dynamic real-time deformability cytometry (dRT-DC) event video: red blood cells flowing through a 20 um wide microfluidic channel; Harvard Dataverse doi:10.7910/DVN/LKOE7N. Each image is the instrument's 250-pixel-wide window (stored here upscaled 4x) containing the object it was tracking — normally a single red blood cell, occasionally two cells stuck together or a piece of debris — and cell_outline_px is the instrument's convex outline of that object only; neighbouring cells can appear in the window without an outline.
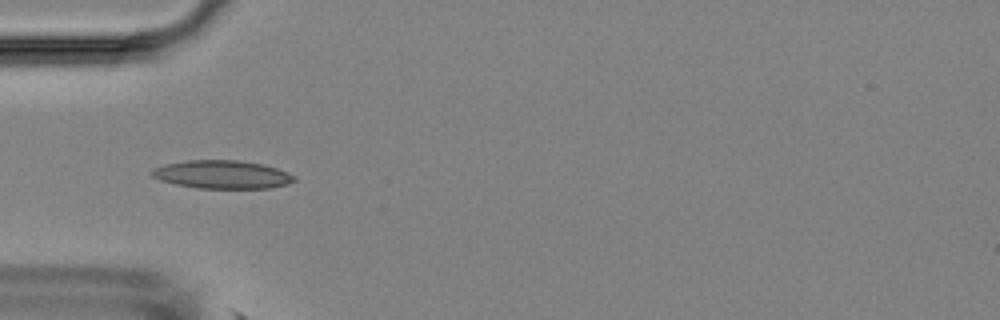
{"species": "Egyptian fruit bat (a non-hibernating species)", "species_latin": "Rousettus aegyptiacus", "temperature_condition": "room temperature", "stored_images_in_passage": 4, "camera_frame_rate_fps": 3000, "um_per_image_px": 0.085, "animal": {"sex": "female"}, "frame": {"image": 1, "passage_image": 2, "time_ms": 1.0, "image_size_px": [1000, 320], "cell_outline_px": [[296, 180], [288, 184], [272, 188], [196, 188], [176, 184], [160, 180], [152, 176], [148, 172], [152, 168], [164, 164], [188, 160], [236, 160], [260, 164], [276, 168], [288, 172], [296, 176]], "centroid_in_image_um": [18.86, 14.83], "position_along_channel_um": 66.1, "area_um2": 23.52}}